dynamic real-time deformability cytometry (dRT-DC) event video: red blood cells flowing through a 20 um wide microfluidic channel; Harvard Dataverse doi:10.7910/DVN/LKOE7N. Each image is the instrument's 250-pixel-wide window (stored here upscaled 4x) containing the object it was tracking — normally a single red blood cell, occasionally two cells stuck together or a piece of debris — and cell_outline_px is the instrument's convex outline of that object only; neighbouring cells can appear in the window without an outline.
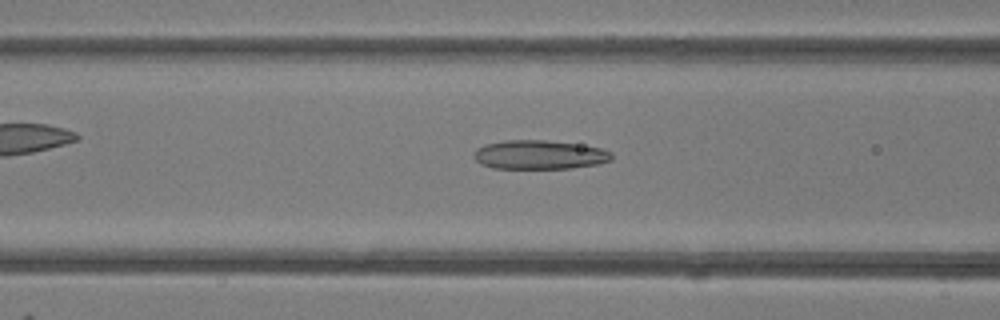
{"species": "common noctule bat (a hibernating species)", "species_latin": "Nyctalus noctula", "temperature_condition": "room temperature", "stored_images_in_passage": 36, "camera_frame_rate_fps": 3000, "um_per_image_px": 0.085, "animal": {"sex": "female"}, "frame": {"image": 1, "passage_image": 7, "time_ms": 2.0, "image_size_px": [1000, 320], "cell_outline_px": [[612, 160], [600, 164], [572, 168], [492, 168], [480, 164], [472, 156], [472, 152], [476, 148], [484, 144], [504, 140], [544, 140], [576, 144], [600, 148], [612, 152]], "centroid_in_image_um": [45.81, 13.15], "position_along_channel_um": 120.8, "area_um2": 23.47}}
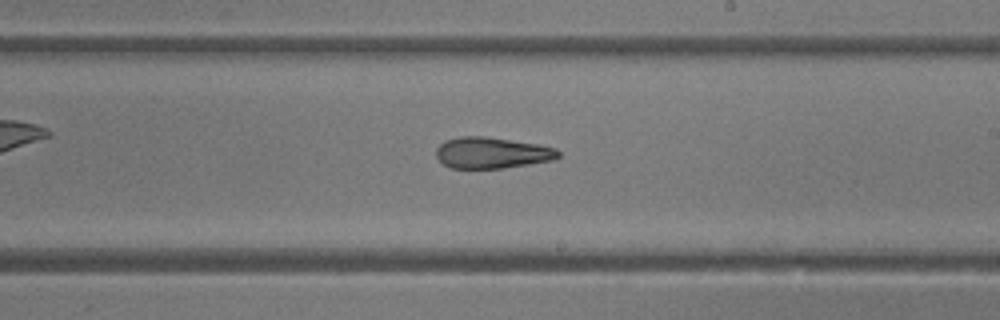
{"frame": {"image": 2, "passage_image": 16, "time_ms": 5.0, "image_size_px": [1000, 320], "cell_outline_px": [[560, 156], [552, 160], [504, 168], [452, 168], [444, 164], [436, 156], [436, 148], [444, 140], [460, 136], [484, 136], [540, 144], [556, 148], [560, 152]], "centroid_in_image_um": [41.81, 12.98], "position_along_channel_um": 247.2, "area_um2": 22.25}}
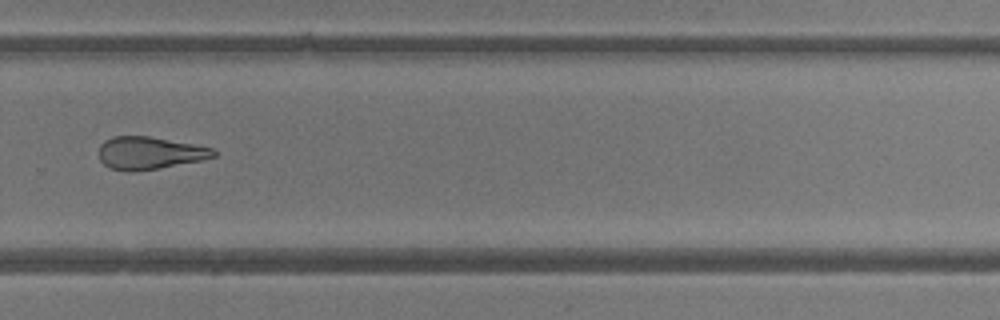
{"frame": {"image": 3, "passage_image": 21, "time_ms": 6.667, "image_size_px": [1000, 320], "cell_outline_px": [[216, 156], [204, 160], [136, 172], [128, 172], [108, 168], [100, 160], [100, 144], [104, 140], [112, 136], [148, 136], [192, 144], [212, 148], [216, 152]], "centroid_in_image_um": [12.69, 13.02], "position_along_channel_um": 317.1, "area_um2": 21.85}, "authors_computed_cell_mechanics": {"area_um2": 23.4379, "velocity_mm_per_s": 4.2155, "shape_relaxation_time_tau1_ms": null, "shape_relaxation_time_tau2_ms": 4.7759, "deformation_change_tau1": null, "deformation_change_tau2": 0.1712}}